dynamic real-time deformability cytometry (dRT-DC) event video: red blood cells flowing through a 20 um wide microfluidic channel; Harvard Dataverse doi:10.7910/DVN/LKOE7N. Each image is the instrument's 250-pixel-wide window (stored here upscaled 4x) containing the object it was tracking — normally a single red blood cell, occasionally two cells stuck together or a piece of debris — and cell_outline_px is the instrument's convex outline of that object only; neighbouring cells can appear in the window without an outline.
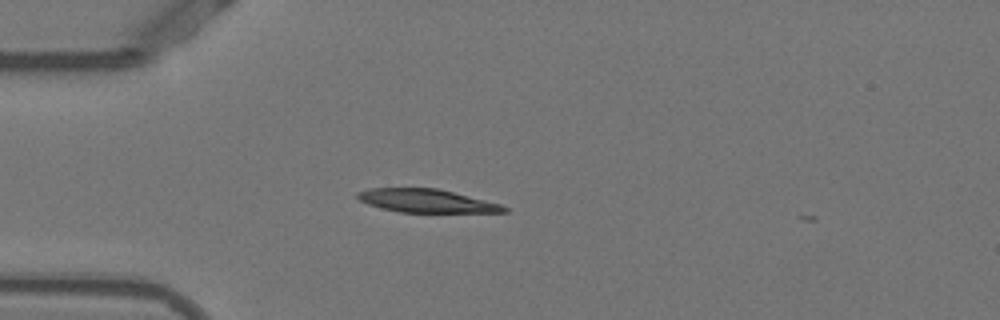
{"species": "Egyptian fruit bat (a non-hibernating species)", "species_latin": "Rousettus aegyptiacus", "temperature_condition": "warm", "stored_images_in_passage": 36, "camera_frame_rate_fps": 3000, "um_per_image_px": 0.085, "animal": {"sex": "female"}, "frame": {"image": 1, "passage_image": 1, "time_ms": 0.0, "image_size_px": [1000, 320], "cell_outline_px": [[508, 212], [400, 212], [368, 204], [360, 200], [356, 196], [356, 192], [368, 188], [436, 188], [500, 204], [508, 208]], "centroid_in_image_um": [36.21, 17.07], "position_along_channel_um": 48.8, "area_um2": 19.54}}
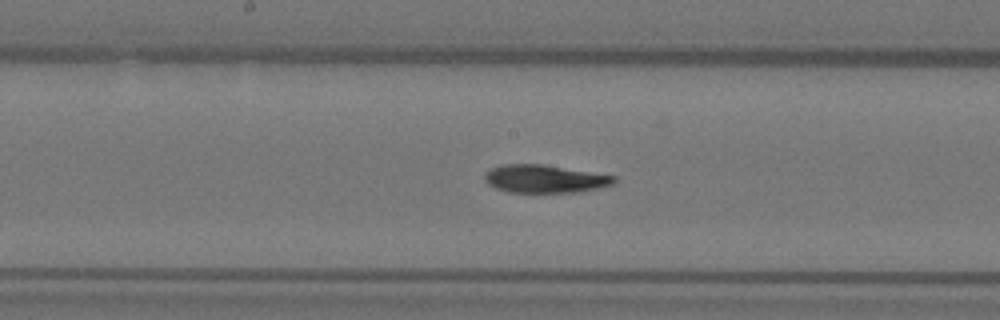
{"frame": {"image": 2, "passage_image": 14, "time_ms": 4.333, "image_size_px": [1000, 320], "cell_outline_px": [[616, 184], [580, 192], [508, 192], [496, 188], [488, 184], [484, 180], [484, 172], [500, 164], [544, 164], [616, 176]], "centroid_in_image_um": [46.3, 15.19], "position_along_channel_um": 201.9, "area_um2": 21.27}}
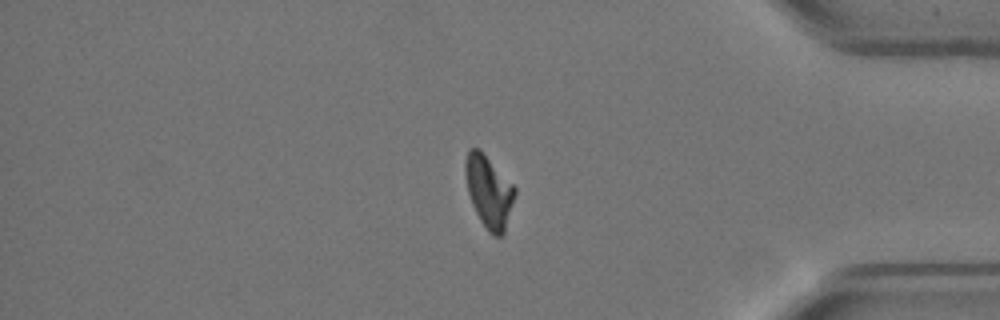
{"frame": {"image": 3, "passage_image": 31, "time_ms": 10.0, "image_size_px": [1000, 320], "cell_outline_px": [[516, 192], [504, 236], [496, 236], [488, 232], [480, 220], [472, 204], [468, 192], [464, 172], [464, 160], [468, 148], [480, 148], [516, 188]], "centroid_in_image_um": [41.54, 16.26], "position_along_channel_um": 393.7, "area_um2": 21.04}, "authors_computed_cell_mechanics": {"area_um2": 21.5883, "velocity_mm_per_s": 3.8459, "shape_relaxation_time_tau1_ms": 5.5736, "shape_relaxation_time_tau2_ms": 4.6548, "deformation_change_tau1": 0.2179, "deformation_change_tau2": 0.0726}}